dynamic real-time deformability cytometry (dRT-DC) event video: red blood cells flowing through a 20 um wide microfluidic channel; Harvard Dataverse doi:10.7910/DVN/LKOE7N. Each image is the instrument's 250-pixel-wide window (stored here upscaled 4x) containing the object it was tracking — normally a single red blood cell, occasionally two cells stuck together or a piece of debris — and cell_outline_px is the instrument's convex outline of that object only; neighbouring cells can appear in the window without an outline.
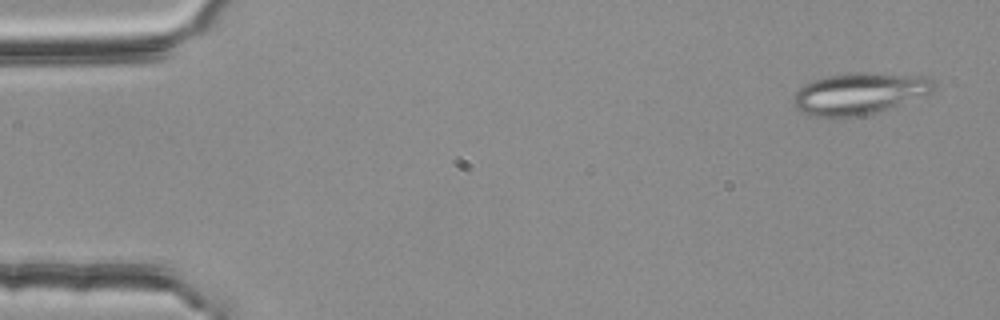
{"species": "common noctule bat (a hibernating species)", "species_latin": "Nyctalus noctula", "temperature_condition": "room temperature", "stored_images_in_passage": 54, "segment_of_instrument_passage": [1, 2], "camera_frame_rate_fps": 3000, "um_per_image_px": 0.085, "animal": {"sex": "female", "body_mass_g": 25.1}, "frame": {"image": 1, "passage_image": 3, "time_ms": 0.667, "image_size_px": [1000, 320], "cell_outline_px": [[936, 88], [932, 92], [876, 112], [860, 116], [808, 116], [800, 112], [792, 104], [792, 96], [804, 84], [812, 80], [828, 76], [856, 72], [872, 72], [924, 76], [932, 80], [936, 84]], "centroid_in_image_um": [73.0, 7.93], "position_along_channel_um": 12.0, "area_um2": 33.93}}